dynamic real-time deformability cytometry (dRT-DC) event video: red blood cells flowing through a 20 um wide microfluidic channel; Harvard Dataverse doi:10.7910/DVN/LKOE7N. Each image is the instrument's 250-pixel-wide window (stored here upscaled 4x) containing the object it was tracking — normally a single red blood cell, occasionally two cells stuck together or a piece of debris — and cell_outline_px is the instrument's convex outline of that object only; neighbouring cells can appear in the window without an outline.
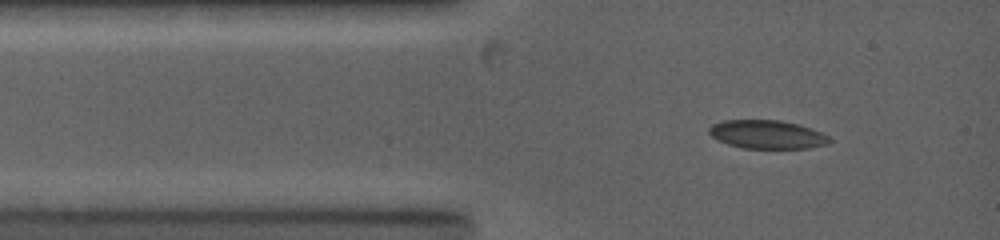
{"species": "common noctule bat (a hibernating species)", "species_latin": "Nyctalus noctula", "temperature_condition": "warm", "stored_images_in_passage": 4, "camera_frame_rate_fps": 5000, "um_per_image_px": 0.085, "animal": {"sex": "female", "body_mass_g": 19.0, "forearm_length_mm": 53.3}, "frame": {"image": 1, "passage_image": 1, "time_ms": 0.0, "image_size_px": [1000, 240], "cell_outline_px": [[832, 140], [828, 144], [808, 148], [744, 148], [728, 144], [716, 140], [708, 132], [708, 128], [712, 124], [724, 120], [780, 120], [800, 124], [820, 132], [828, 136]], "centroid_in_image_um": [65.19, 11.42], "position_along_channel_um": 19.8, "area_um2": 20.06}}
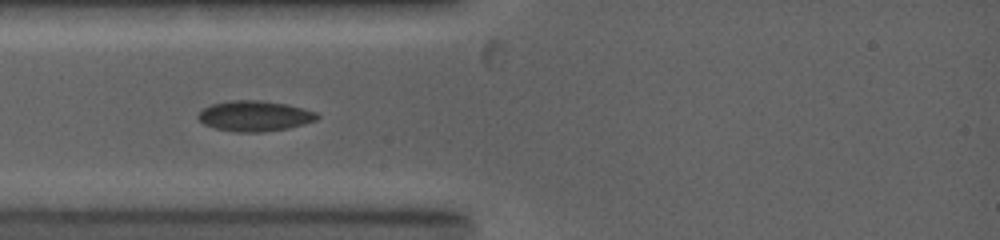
{"frame": {"image": 2, "passage_image": 3, "time_ms": 1.6, "image_size_px": [1000, 240], "cell_outline_px": [[320, 116], [316, 120], [304, 124], [288, 128], [264, 132], [236, 132], [216, 128], [204, 124], [196, 116], [204, 108], [212, 104], [232, 100], [260, 100], [288, 104], [304, 108], [316, 112]], "centroid_in_image_um": [21.67, 9.85], "position_along_channel_um": 63.3, "area_um2": 21.15}}